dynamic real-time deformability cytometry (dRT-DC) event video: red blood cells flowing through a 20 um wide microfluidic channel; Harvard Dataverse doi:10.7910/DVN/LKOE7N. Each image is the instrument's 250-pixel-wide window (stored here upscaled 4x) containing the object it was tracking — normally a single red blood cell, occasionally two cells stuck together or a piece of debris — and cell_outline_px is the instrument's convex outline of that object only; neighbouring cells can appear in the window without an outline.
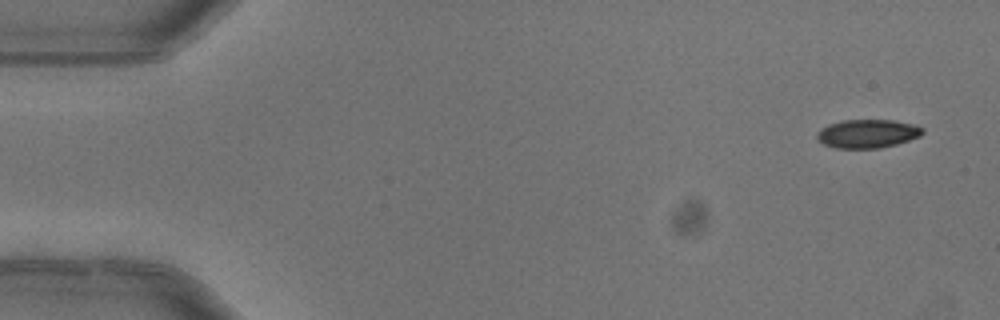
{"species": "common noctule bat (a hibernating species)", "species_latin": "Nyctalus noctula", "temperature_condition": "warm", "stored_images_in_passage": 4, "camera_frame_rate_fps": 3000, "um_per_image_px": 0.085, "animal": {"sex": "female"}, "frame": {"image": 1, "passage_image": 1, "time_ms": 0.0, "image_size_px": [1000, 320], "cell_outline_px": [[924, 132], [920, 136], [896, 144], [880, 148], [836, 148], [824, 144], [816, 136], [820, 128], [828, 124], [844, 120], [892, 120], [912, 124], [924, 128]], "centroid_in_image_um": [73.74, 11.36], "position_along_channel_um": 11.3, "area_um2": 17.46}}
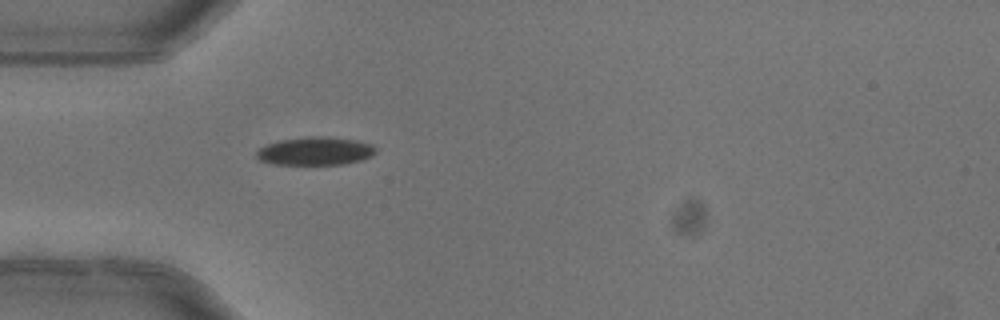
{"frame": {"image": 2, "passage_image": 4, "time_ms": 1.0, "image_size_px": [1000, 320], "cell_outline_px": [[376, 152], [372, 156], [360, 160], [344, 164], [272, 164], [260, 160], [256, 156], [256, 152], [260, 148], [268, 144], [280, 140], [308, 136], [328, 136], [356, 140], [372, 144], [376, 148]], "centroid_in_image_um": [26.82, 12.83], "position_along_channel_um": 58.2, "area_um2": 19.59}}